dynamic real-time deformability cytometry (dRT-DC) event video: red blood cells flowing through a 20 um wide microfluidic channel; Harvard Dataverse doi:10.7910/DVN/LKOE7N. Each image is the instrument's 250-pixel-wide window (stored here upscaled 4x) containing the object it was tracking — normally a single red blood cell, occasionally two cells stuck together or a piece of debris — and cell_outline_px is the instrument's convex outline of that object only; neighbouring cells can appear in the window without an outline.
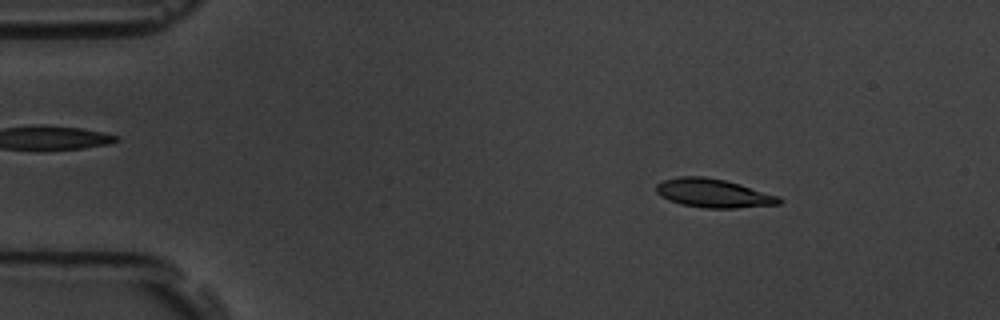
{"species": "common noctule bat (a hibernating species)", "species_latin": "Nyctalus noctula", "temperature_condition": "room temperature", "stored_images_in_passage": 5, "segment_of_instrument_passage": [1, 2], "camera_frame_rate_fps": 3000, "um_per_image_px": 0.085, "animal": {"sex": "male", "body_mass_g": 19.5, "forearm_length_mm": 54.6}, "frame": {"image": 1, "passage_image": 2, "time_ms": 1.333, "image_size_px": [1000, 320], "cell_outline_px": [[784, 200], [780, 204], [736, 208], [704, 208], [680, 204], [668, 200], [660, 196], [656, 192], [656, 184], [664, 180], [680, 176], [704, 176], [724, 180], [740, 184], [780, 196]], "centroid_in_image_um": [60.65, 16.43], "position_along_channel_um": 24.4, "area_um2": 20.69}}